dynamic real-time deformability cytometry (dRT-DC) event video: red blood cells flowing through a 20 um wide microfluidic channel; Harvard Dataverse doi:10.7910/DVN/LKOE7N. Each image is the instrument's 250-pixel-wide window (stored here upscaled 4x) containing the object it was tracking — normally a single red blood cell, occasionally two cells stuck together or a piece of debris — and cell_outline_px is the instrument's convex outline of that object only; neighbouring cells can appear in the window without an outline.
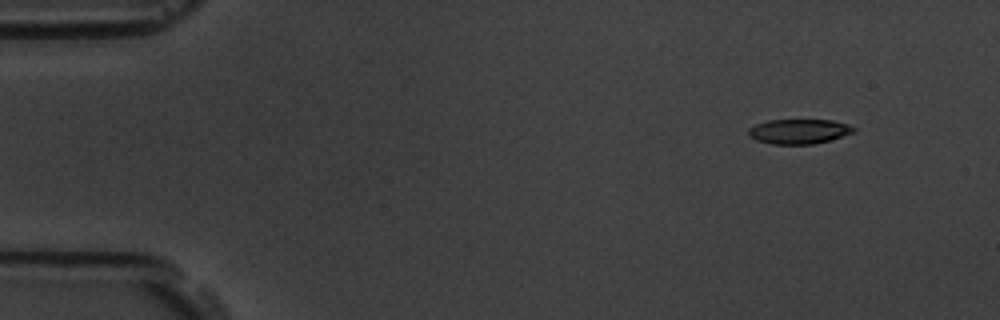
{"species": "common noctule bat (a hibernating species)", "species_latin": "Nyctalus noctula", "temperature_condition": "room temperature", "stored_images_in_passage": 5, "segment_of_instrument_passage": [1, 2], "camera_frame_rate_fps": 3000, "um_per_image_px": 0.085, "animal": {"sex": "male", "body_mass_g": 19.5, "forearm_length_mm": 54.6}, "frame": {"image": 1, "passage_image": 1, "time_ms": 0.0, "image_size_px": [1000, 320], "cell_outline_px": [[856, 132], [828, 140], [812, 144], [772, 144], [756, 140], [748, 136], [748, 128], [756, 124], [768, 120], [832, 120], [848, 124], [856, 128]], "centroid_in_image_um": [67.9, 11.16], "position_along_channel_um": 17.1, "area_um2": 15.2}}
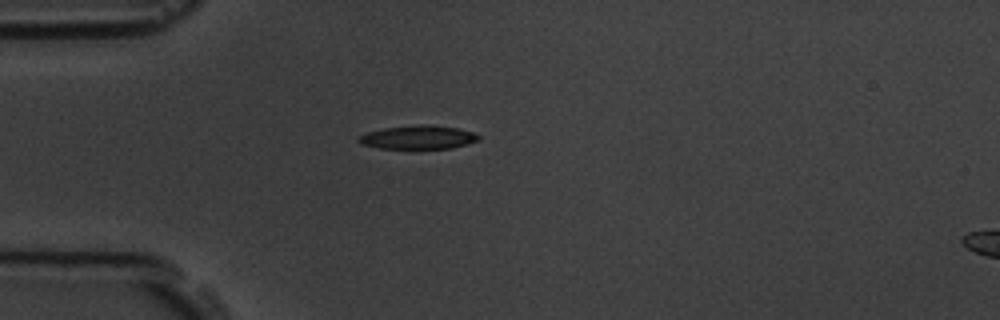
{"frame": {"image": 2, "passage_image": 4, "time_ms": 3.333, "image_size_px": [1000, 320], "cell_outline_px": [[480, 140], [468, 144], [452, 148], [380, 148], [360, 144], [356, 140], [356, 136], [368, 132], [384, 128], [420, 124], [456, 128], [472, 132], [480, 136]], "centroid_in_image_um": [35.51, 11.67], "position_along_channel_um": 49.5, "area_um2": 16.42}}